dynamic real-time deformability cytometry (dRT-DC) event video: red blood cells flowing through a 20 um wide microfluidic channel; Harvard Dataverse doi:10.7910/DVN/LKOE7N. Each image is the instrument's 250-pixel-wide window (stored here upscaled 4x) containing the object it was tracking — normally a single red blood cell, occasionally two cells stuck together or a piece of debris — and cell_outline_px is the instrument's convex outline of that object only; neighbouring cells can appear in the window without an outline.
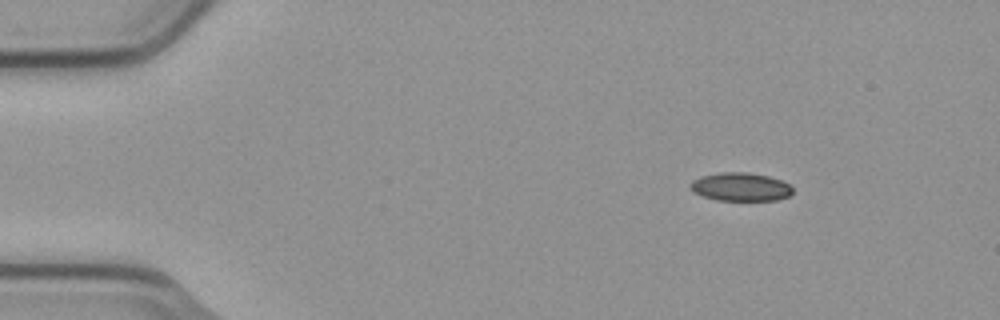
{"species": "common noctule bat (a hibernating species)", "species_latin": "Nyctalus noctula", "temperature_condition": "cold", "stored_images_in_passage": 6, "camera_frame_rate_fps": 3000, "um_per_image_px": 0.085, "animal": {"sex": "male", "body_mass_g": 23.1, "forearm_length_mm": 52.7}, "frame": {"image": 1, "passage_image": 1, "time_ms": 0.0, "image_size_px": [1000, 320], "cell_outline_px": [[792, 192], [788, 196], [776, 200], [716, 200], [692, 192], [688, 184], [692, 180], [700, 176], [720, 172], [744, 172], [768, 176], [780, 180], [788, 184], [792, 188]], "centroid_in_image_um": [62.89, 15.88], "position_along_channel_um": 22.1, "area_um2": 16.88}}
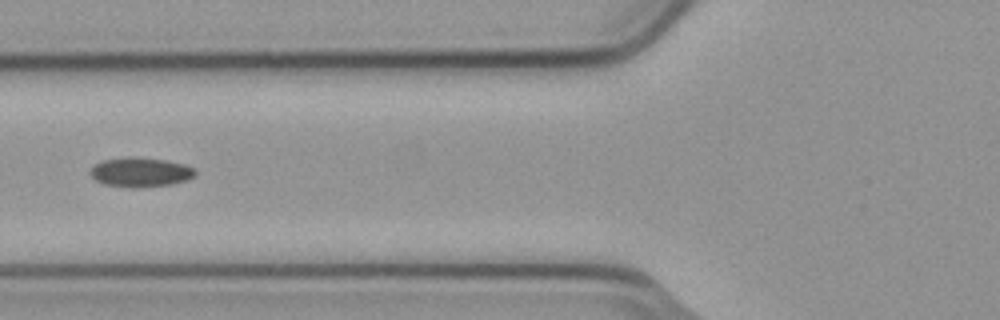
{"frame": {"image": 2, "passage_image": 5, "time_ms": 1.333, "image_size_px": [1000, 320], "cell_outline_px": [[196, 176], [172, 184], [132, 188], [104, 184], [96, 180], [88, 172], [96, 164], [104, 160], [128, 156], [164, 160], [184, 164], [196, 168]], "centroid_in_image_um": [11.95, 14.63], "position_along_channel_um": 113.8, "area_um2": 17.92}}
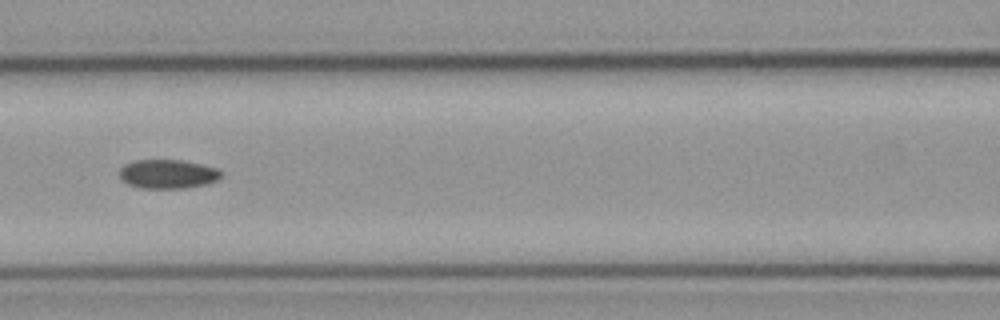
{"frame": {"image": 3, "passage_image": 6, "time_ms": 1.667, "image_size_px": [1000, 320], "cell_outline_px": [[224, 172], [216, 180], [208, 184], [184, 188], [140, 188], [128, 184], [120, 176], [120, 168], [124, 164], [136, 160], [180, 160], [200, 164], [216, 168]], "centroid_in_image_um": [14.27, 14.79], "position_along_channel_um": 152.3, "area_um2": 17.11}}